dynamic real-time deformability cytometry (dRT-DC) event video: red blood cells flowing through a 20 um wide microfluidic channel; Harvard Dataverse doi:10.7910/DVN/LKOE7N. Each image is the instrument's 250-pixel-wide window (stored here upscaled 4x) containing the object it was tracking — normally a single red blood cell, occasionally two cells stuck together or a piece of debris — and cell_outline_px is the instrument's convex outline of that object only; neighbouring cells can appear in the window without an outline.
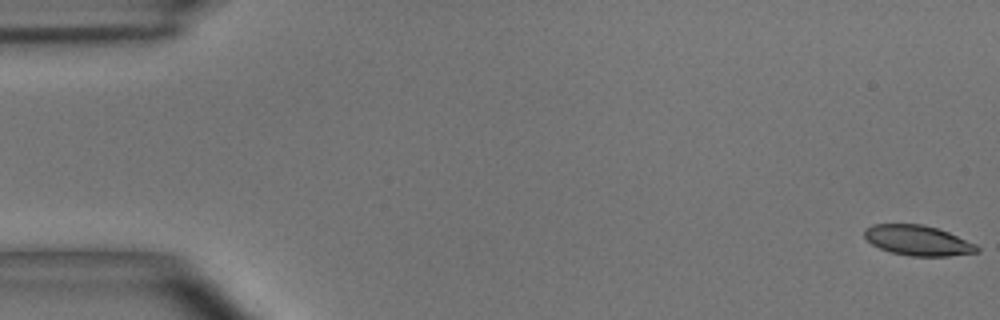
{"species": "common noctule bat (a hibernating species)", "species_latin": "Nyctalus noctula", "temperature_condition": "room temperature", "stored_images_in_passage": 55, "camera_frame_rate_fps": 3000, "um_per_image_px": 0.085, "animal": {"sex": "male", "body_mass_g": 15.6}, "frame": {"image": 1, "passage_image": 1, "time_ms": 0.0, "image_size_px": [1000, 320], "cell_outline_px": [[980, 252], [948, 256], [908, 256], [888, 252], [872, 244], [864, 236], [864, 228], [872, 224], [924, 224], [948, 232], [976, 244], [980, 248]], "centroid_in_image_um": [78.01, 20.44], "position_along_channel_um": 7.0, "area_um2": 19.94}}
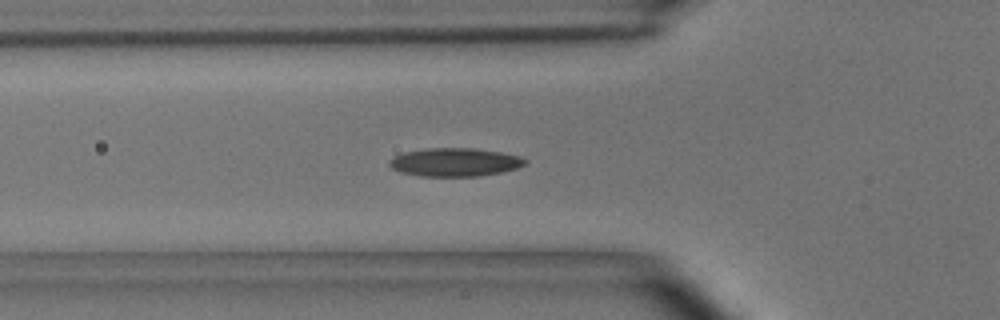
{"frame": {"image": 2, "passage_image": 19, "time_ms": 6.0, "image_size_px": [1000, 320], "cell_outline_px": [[528, 160], [524, 164], [516, 168], [500, 172], [480, 176], [420, 176], [400, 172], [392, 168], [388, 164], [388, 160], [392, 156], [400, 152], [428, 148], [472, 148], [500, 152], [520, 156]], "centroid_in_image_um": [38.59, 13.78], "position_along_channel_um": 87.2, "area_um2": 22.54}}
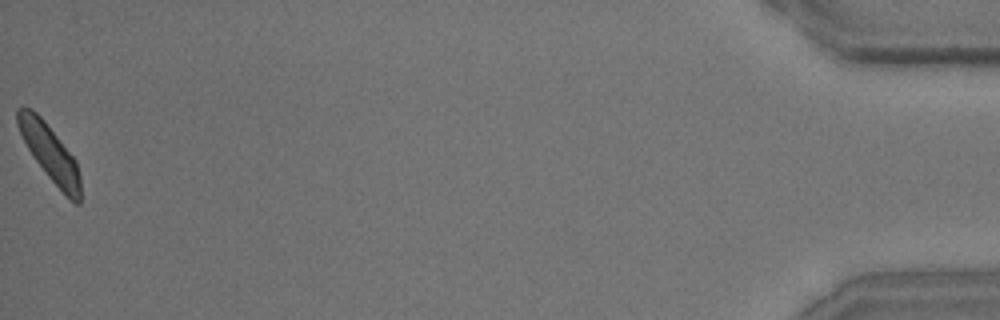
{"frame": {"image": 3, "passage_image": 55, "time_ms": 18.0, "image_size_px": [1000, 320], "cell_outline_px": [[80, 204], [76, 204], [48, 176], [36, 160], [28, 148], [16, 124], [16, 108], [32, 108], [44, 120], [76, 160], [80, 176]], "centroid_in_image_um": [4.23, 12.95], "position_along_channel_um": 431.0, "area_um2": 20.0}, "authors_computed_cell_mechanics": {"area_um2": 21.2126, "velocity_mm_per_s": 3.6751, "shape_relaxation_time_tau1_ms": 4.2436, "shape_relaxation_time_tau2_ms": 3.653, "deformation_change_tau1": 0.118, "deformation_change_tau2": 0.0948}}